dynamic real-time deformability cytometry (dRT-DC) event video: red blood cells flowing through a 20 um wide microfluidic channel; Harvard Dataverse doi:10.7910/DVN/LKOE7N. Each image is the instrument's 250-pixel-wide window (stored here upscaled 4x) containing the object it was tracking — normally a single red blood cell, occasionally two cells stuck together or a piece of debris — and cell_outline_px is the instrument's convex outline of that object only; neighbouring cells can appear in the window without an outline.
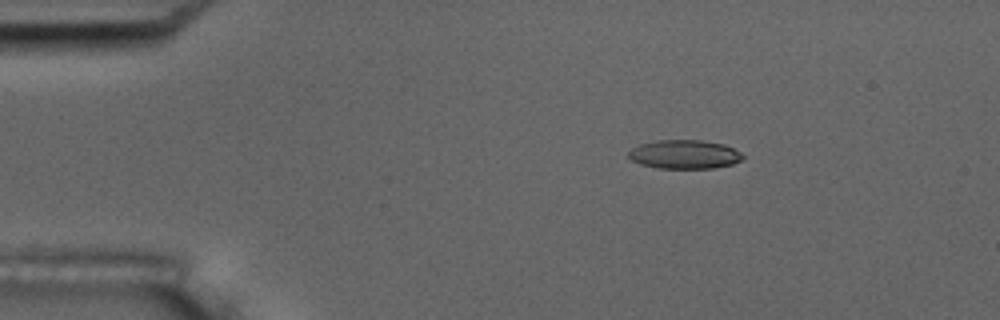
{"species": "common noctule bat (a hibernating species)", "species_latin": "Nyctalus noctula", "temperature_condition": "room temperature", "stored_images_in_passage": 5, "camera_frame_rate_fps": 3000, "um_per_image_px": 0.085, "animal": {"sex": "male", "body_mass_g": 17.5, "forearm_length_mm": 52.3}, "frame": {"image": 1, "passage_image": 3, "time_ms": 2.333, "image_size_px": [1000, 320], "cell_outline_px": [[744, 156], [740, 160], [732, 164], [712, 168], [656, 168], [640, 164], [632, 160], [628, 156], [628, 152], [632, 148], [640, 144], [660, 140], [700, 140], [724, 144], [740, 152]], "centroid_in_image_um": [58.16, 13.12], "position_along_channel_um": 26.8, "area_um2": 19.07}}